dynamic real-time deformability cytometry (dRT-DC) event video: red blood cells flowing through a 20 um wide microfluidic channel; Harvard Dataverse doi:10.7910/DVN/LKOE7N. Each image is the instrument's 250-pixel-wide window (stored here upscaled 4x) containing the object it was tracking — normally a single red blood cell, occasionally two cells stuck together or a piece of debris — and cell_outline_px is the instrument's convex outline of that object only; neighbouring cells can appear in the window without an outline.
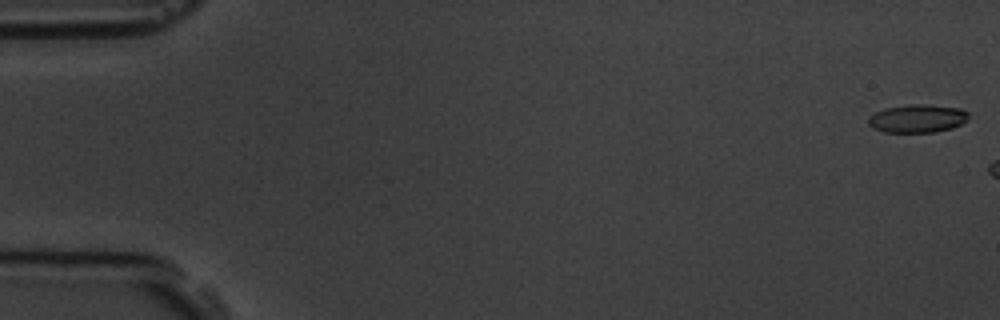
{"species": "common noctule bat (a hibernating species)", "species_latin": "Nyctalus noctula", "temperature_condition": "room temperature", "stored_images_in_passage": 6, "camera_frame_rate_fps": 3000, "um_per_image_px": 0.085, "animal": {"sex": "male", "body_mass_g": 19.5, "forearm_length_mm": 54.6}, "frame": {"image": 1, "passage_image": 1, "time_ms": 0.0, "image_size_px": [1000, 320], "cell_outline_px": [[968, 120], [952, 128], [936, 132], [884, 132], [872, 128], [868, 124], [868, 120], [876, 112], [884, 108], [912, 104], [920, 104], [960, 108], [968, 112]], "centroid_in_image_um": [77.99, 10.08], "position_along_channel_um": 7.0, "area_um2": 16.36}}
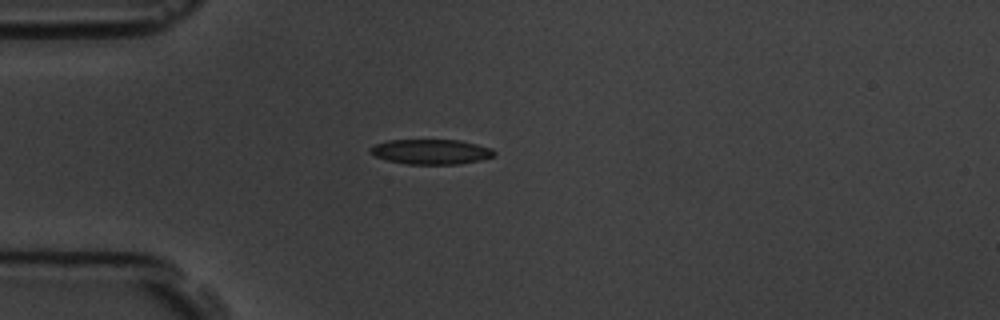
{"frame": {"image": 2, "passage_image": 6, "time_ms": 6.667, "image_size_px": [1000, 320], "cell_outline_px": [[496, 156], [480, 160], [460, 164], [408, 164], [388, 160], [376, 156], [368, 152], [368, 148], [376, 144], [388, 140], [460, 140], [492, 148], [496, 152]], "centroid_in_image_um": [36.66, 12.89], "position_along_channel_um": 48.3, "area_um2": 18.09}}